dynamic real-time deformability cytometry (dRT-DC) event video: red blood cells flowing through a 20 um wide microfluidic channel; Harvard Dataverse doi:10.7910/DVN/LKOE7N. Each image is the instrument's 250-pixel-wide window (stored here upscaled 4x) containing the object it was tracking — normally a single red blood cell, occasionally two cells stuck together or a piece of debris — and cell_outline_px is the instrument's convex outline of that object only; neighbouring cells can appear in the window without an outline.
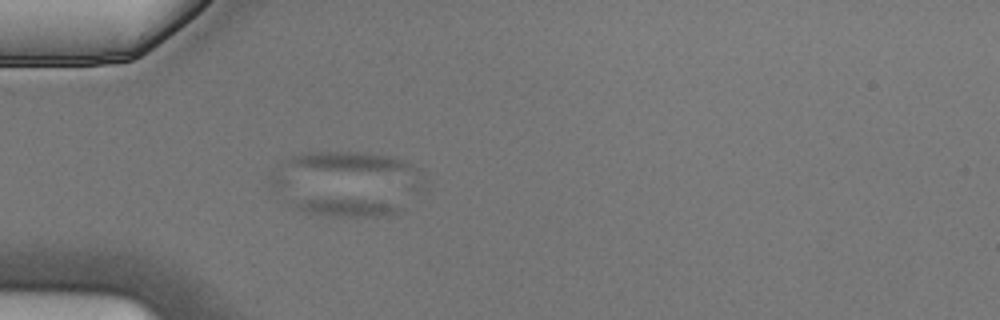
{"species": "Egyptian fruit bat (a non-hibernating species)", "species_latin": "Rousettus aegyptiacus", "temperature_condition": "cold", "stored_images_in_passage": 4, "camera_frame_rate_fps": 3000, "um_per_image_px": 0.085, "animal": {"sex": "male"}, "frame": {"image": 1, "passage_image": 4, "time_ms": 1.0, "image_size_px": [1000, 320], "cell_outline_px": [[404, 208], [400, 212], [392, 216], [356, 220], [308, 212], [296, 208], [292, 204], [292, 200], [364, 200], [388, 204]], "centroid_in_image_um": [29.59, 17.73], "position_along_channel_um": 55.4, "area_um2": 11.33}}